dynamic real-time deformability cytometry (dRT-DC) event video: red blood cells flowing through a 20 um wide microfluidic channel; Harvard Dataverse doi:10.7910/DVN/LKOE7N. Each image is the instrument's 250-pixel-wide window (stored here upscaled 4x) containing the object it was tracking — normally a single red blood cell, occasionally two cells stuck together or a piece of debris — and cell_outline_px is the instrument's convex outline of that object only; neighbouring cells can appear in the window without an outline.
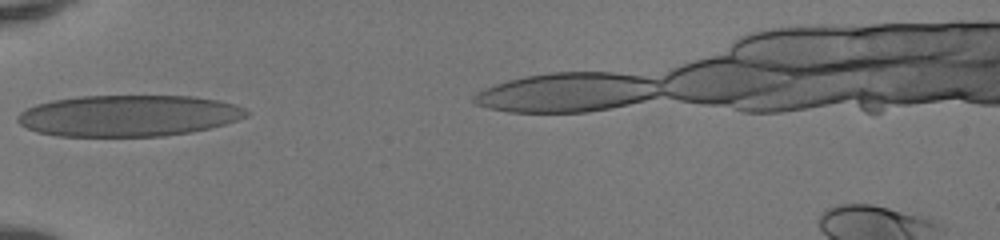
{"species": "human", "species_latin": "Homo sapiens", "temperature_condition": "room temperature", "stored_images_in_passage": 29, "camera_frame_rate_fps": 3000, "um_per_image_px": 0.085, "donor": {"sex": "female"}, "frame": {"image": 1, "passage_image": 1, "time_ms": 0.0, "image_size_px": [1000, 240], "cell_outline_px": [[252, 112], [248, 116], [224, 124], [192, 132], [164, 136], [56, 136], [36, 132], [20, 124], [16, 120], [16, 116], [20, 112], [36, 104], [52, 100], [76, 96], [192, 96], [220, 100], [236, 104]], "centroid_in_image_um": [10.93, 9.83], "position_along_channel_um": 74.1, "area_um2": 55.49}}
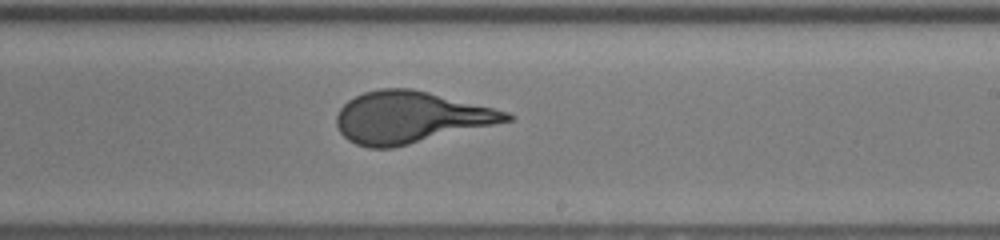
{"frame": {"image": 2, "passage_image": 14, "time_ms": 4.333, "image_size_px": [1000, 240], "cell_outline_px": [[516, 116], [512, 120], [392, 148], [368, 148], [356, 144], [348, 140], [340, 132], [336, 124], [336, 116], [340, 108], [348, 100], [364, 92], [380, 88], [408, 88], [428, 92], [508, 112]], "centroid_in_image_um": [34.84, 9.97], "position_along_channel_um": 254.2, "area_um2": 50.58}}
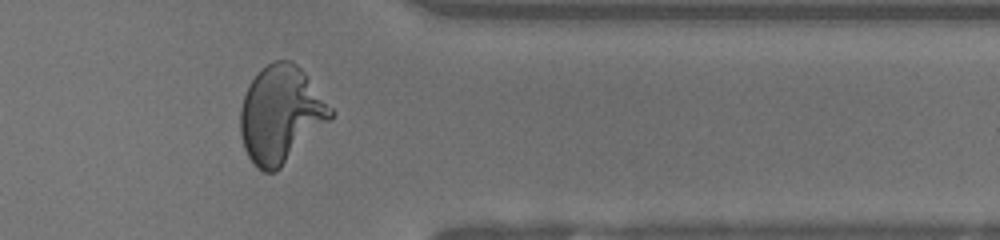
{"frame": {"image": 3, "passage_image": 24, "time_ms": 7.667, "image_size_px": [1000, 240], "cell_outline_px": [[336, 112], [276, 172], [264, 172], [256, 168], [248, 156], [244, 148], [240, 132], [240, 108], [244, 96], [252, 80], [272, 60], [292, 60], [308, 76]], "centroid_in_image_um": [23.85, 9.72], "position_along_channel_um": 387.5, "area_um2": 50.4}}